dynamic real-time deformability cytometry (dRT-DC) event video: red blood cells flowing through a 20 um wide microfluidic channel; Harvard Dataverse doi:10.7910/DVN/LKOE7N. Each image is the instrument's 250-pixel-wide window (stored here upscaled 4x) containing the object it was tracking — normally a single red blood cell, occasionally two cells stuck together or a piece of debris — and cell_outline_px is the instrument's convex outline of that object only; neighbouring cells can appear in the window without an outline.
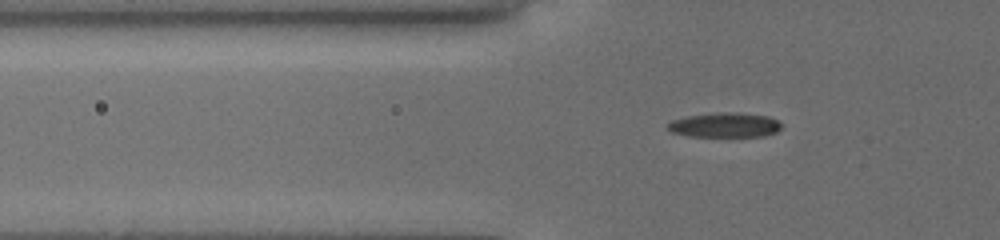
{"species": "common noctule bat (a hibernating species)", "species_latin": "Nyctalus noctula", "temperature_condition": "cold", "stored_images_in_passage": 33, "camera_frame_rate_fps": 3000, "um_per_image_px": 0.085, "animal": {"sex": "female", "body_mass_g": 19.5, "forearm_length_mm": 54.1}, "frame": {"image": 1, "passage_image": 5, "time_ms": 2.0, "image_size_px": [1000, 240], "cell_outline_px": [[780, 128], [776, 132], [764, 136], [688, 136], [672, 132], [664, 128], [664, 124], [672, 120], [688, 116], [716, 112], [740, 112], [768, 116], [776, 120], [780, 124]], "centroid_in_image_um": [61.54, 10.62], "position_along_channel_um": 64.3, "area_um2": 16.47}}
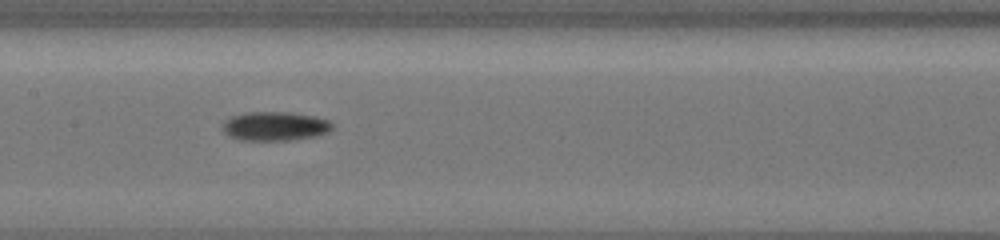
{"frame": {"image": 2, "passage_image": 13, "time_ms": 5.333, "image_size_px": [1000, 240], "cell_outline_px": [[332, 128], [328, 132], [316, 136], [288, 140], [244, 140], [232, 136], [224, 132], [224, 120], [232, 116], [244, 112], [292, 112], [316, 116], [328, 120], [332, 124]], "centroid_in_image_um": [23.4, 10.71], "position_along_channel_um": 184.0, "area_um2": 18.44}}
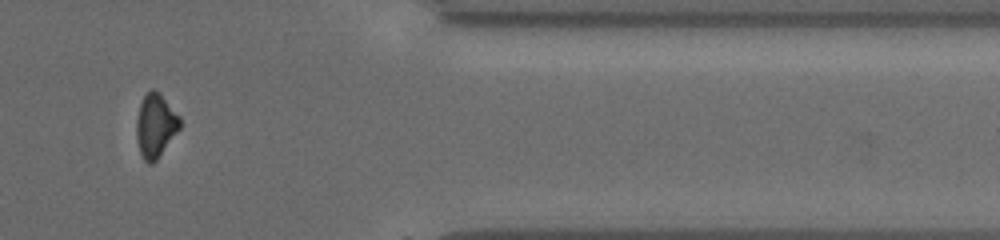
{"frame": {"image": 3, "passage_image": 28, "time_ms": 11.333, "image_size_px": [1000, 240], "cell_outline_px": [[180, 128], [156, 160], [152, 164], [148, 164], [144, 160], [140, 152], [136, 136], [136, 120], [140, 104], [144, 96], [152, 88], [160, 92], [180, 116]], "centroid_in_image_um": [13.22, 10.65], "position_along_channel_um": 398.2, "area_um2": 16.07}, "authors_computed_cell_mechanics": {"area_um2": 15.4326, "velocity_mm_per_s": 3.1217, "shape_relaxation_time_tau1_ms": 6.5972, "shape_relaxation_time_tau2_ms": null, "deformation_change_tau1": 0.4015, "deformation_change_tau2": null}}